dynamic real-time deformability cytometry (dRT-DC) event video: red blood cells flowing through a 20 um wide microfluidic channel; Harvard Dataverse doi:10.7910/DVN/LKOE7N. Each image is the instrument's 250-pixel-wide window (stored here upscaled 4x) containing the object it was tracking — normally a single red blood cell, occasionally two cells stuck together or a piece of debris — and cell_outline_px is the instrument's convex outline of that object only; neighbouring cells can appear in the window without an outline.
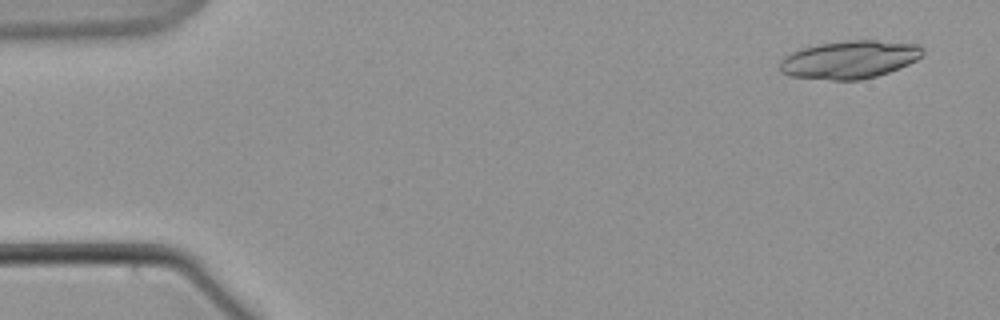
{"species": "common noctule bat (a hibernating species)", "species_latin": "Nyctalus noctula", "temperature_condition": "warm", "stored_images_in_passage": 21, "camera_frame_rate_fps": 3000, "um_per_image_px": 0.085, "animal": {"sex": "male", "body_mass_g": 21.5, "forearm_length_mm": 52.0}, "frame": {"image": 1, "passage_image": 3, "time_ms": 0.667, "image_size_px": [1000, 320], "cell_outline_px": [[924, 52], [916, 60], [908, 64], [888, 72], [876, 76], [860, 80], [832, 80], [788, 76], [780, 72], [780, 60], [784, 56], [800, 48], [816, 44], [848, 40], [876, 40], [916, 44], [924, 48]], "centroid_in_image_um": [72.17, 5.06], "position_along_channel_um": 12.8, "area_um2": 31.73}}